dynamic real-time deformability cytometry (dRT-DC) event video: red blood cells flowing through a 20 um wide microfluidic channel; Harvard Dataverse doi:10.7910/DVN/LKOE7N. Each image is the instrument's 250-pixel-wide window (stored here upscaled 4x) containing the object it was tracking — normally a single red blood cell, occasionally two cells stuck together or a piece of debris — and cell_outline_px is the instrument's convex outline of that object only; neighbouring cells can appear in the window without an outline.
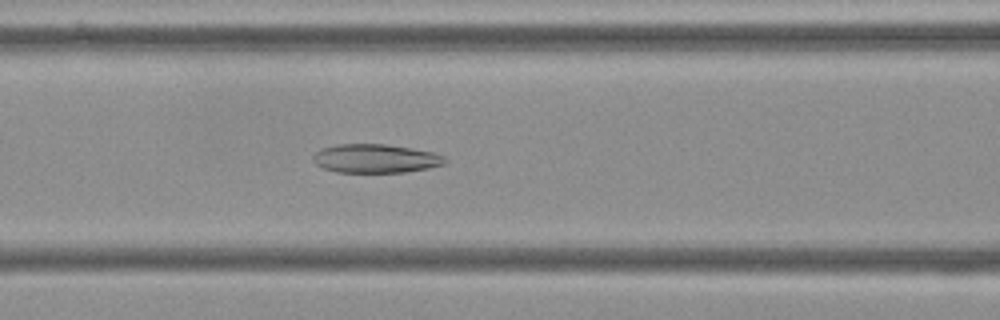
{"species": "Egyptian fruit bat (a non-hibernating species)", "species_latin": "Rousettus aegyptiacus", "temperature_condition": "cold", "stored_images_in_passage": 55, "camera_frame_rate_fps": 3000, "um_per_image_px": 0.085, "frame": {"image": 1, "passage_image": 23, "time_ms": 7.333, "image_size_px": [1000, 320], "cell_outline_px": [[448, 160], [444, 164], [428, 168], [404, 172], [336, 172], [320, 168], [312, 160], [312, 156], [320, 148], [336, 144], [388, 144], [412, 148], [432, 152], [444, 156]], "centroid_in_image_um": [31.88, 13.47], "position_along_channel_um": 134.7, "area_um2": 22.31}}
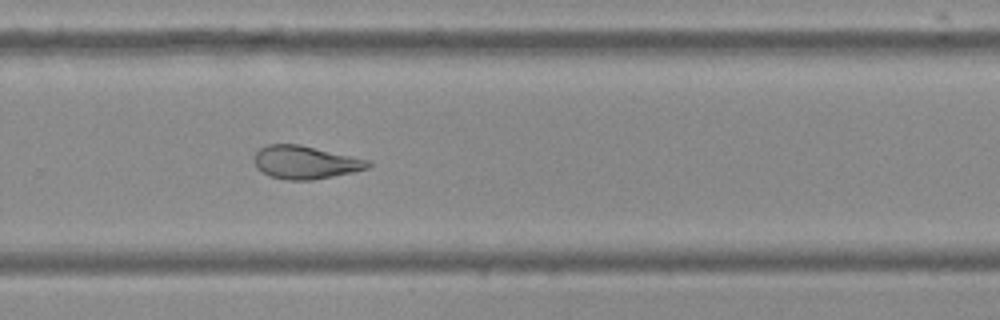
{"frame": {"image": 2, "passage_image": 37, "time_ms": 12.0, "image_size_px": [1000, 320], "cell_outline_px": [[372, 164], [368, 168], [352, 172], [312, 180], [288, 180], [272, 176], [256, 168], [252, 160], [252, 156], [260, 148], [268, 144], [300, 144], [372, 160]], "centroid_in_image_um": [25.95, 13.78], "position_along_channel_um": 303.8, "area_um2": 22.14}}
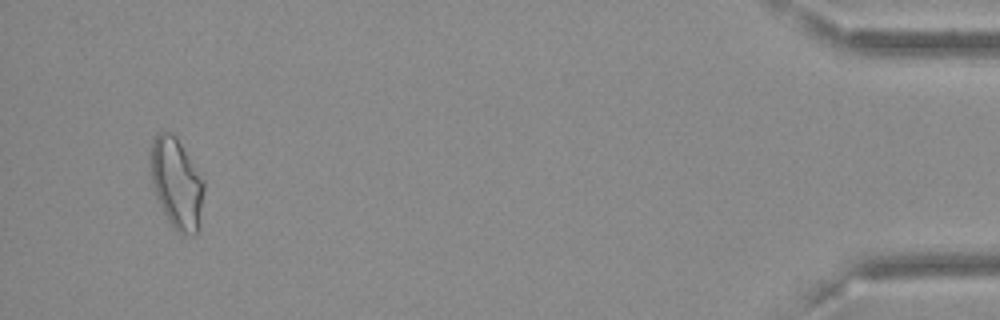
{"frame": {"image": 3, "passage_image": 53, "time_ms": 17.333, "image_size_px": [1000, 320], "cell_outline_px": [[204, 192], [200, 228], [192, 236], [184, 236], [168, 220], [156, 196], [152, 184], [148, 160], [148, 156], [152, 140], [156, 132], [172, 132], [176, 136], [204, 180]], "centroid_in_image_um": [15.0, 15.55], "position_along_channel_um": 420.2, "area_um2": 28.67}, "authors_computed_cell_mechanics": {"area_um2": 24.276, "velocity_mm_per_s": 3.6257, "shape_relaxation_time_tau1_ms": null, "shape_relaxation_time_tau2_ms": 3.1056, "deformation_change_tau1": null, "deformation_change_tau2": 0.1146}}